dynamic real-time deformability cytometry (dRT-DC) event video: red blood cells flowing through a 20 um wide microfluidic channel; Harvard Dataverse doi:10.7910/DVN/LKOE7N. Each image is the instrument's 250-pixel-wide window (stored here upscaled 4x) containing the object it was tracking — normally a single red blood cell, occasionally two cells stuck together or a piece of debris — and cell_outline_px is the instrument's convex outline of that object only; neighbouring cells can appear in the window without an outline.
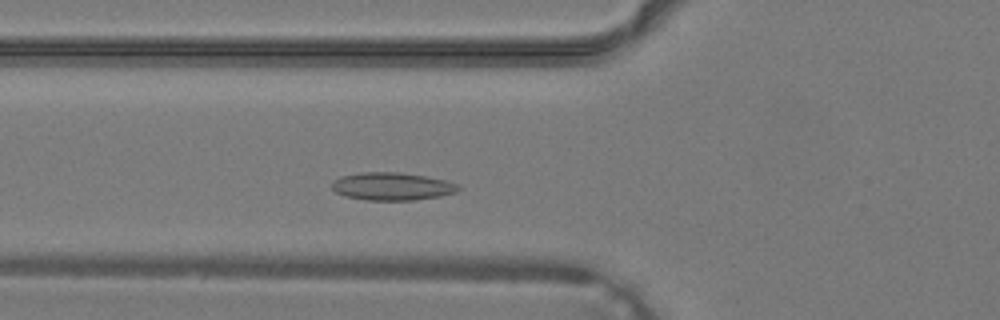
{"species": "common noctule bat (a hibernating species)", "species_latin": "Nyctalus noctula", "temperature_condition": "warm", "stored_images_in_passage": 28, "camera_frame_rate_fps": 3000, "um_per_image_px": 0.085, "animal": {"sex": "male", "body_mass_g": 19.2, "forearm_length_mm": 51.8}, "frame": {"image": 1, "passage_image": 5, "time_ms": 1.333, "image_size_px": [1000, 320], "cell_outline_px": [[460, 188], [456, 192], [440, 196], [412, 200], [368, 200], [344, 196], [336, 192], [332, 188], [332, 180], [340, 176], [360, 172], [400, 172], [424, 176], [444, 180], [456, 184]], "centroid_in_image_um": [33.27, 15.83], "position_along_channel_um": 92.5, "area_um2": 20.4}}
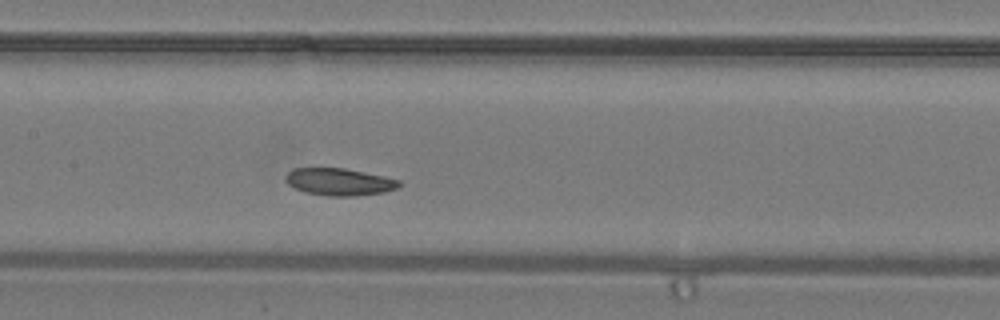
{"frame": {"image": 2, "passage_image": 10, "time_ms": 3.0, "image_size_px": [1000, 320], "cell_outline_px": [[400, 184], [396, 188], [384, 192], [356, 196], [328, 196], [304, 192], [288, 184], [284, 180], [284, 176], [292, 168], [344, 168], [384, 176], [400, 180]], "centroid_in_image_um": [28.8, 15.45], "position_along_channel_um": 178.6, "area_um2": 18.03}}
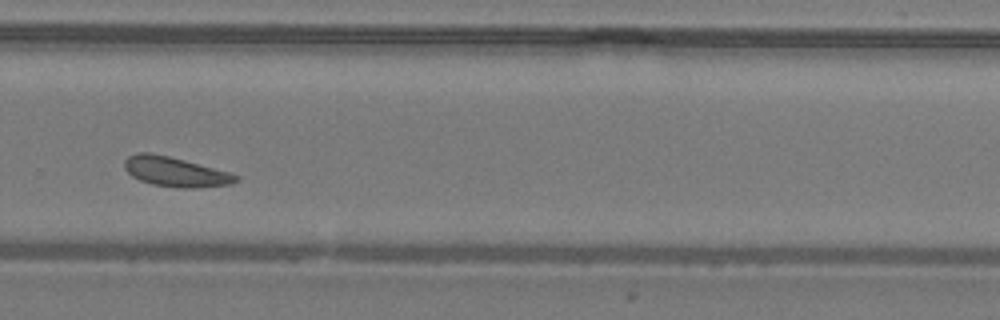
{"frame": {"image": 3, "passage_image": 18, "time_ms": 5.667, "image_size_px": [1000, 320], "cell_outline_px": [[240, 180], [232, 184], [196, 188], [180, 188], [152, 184], [140, 180], [132, 176], [124, 168], [124, 160], [128, 156], [136, 152], [148, 152], [168, 156], [184, 160], [228, 172], [240, 176]], "centroid_in_image_um": [14.9, 14.61], "position_along_channel_um": 314.9, "area_um2": 19.25}}